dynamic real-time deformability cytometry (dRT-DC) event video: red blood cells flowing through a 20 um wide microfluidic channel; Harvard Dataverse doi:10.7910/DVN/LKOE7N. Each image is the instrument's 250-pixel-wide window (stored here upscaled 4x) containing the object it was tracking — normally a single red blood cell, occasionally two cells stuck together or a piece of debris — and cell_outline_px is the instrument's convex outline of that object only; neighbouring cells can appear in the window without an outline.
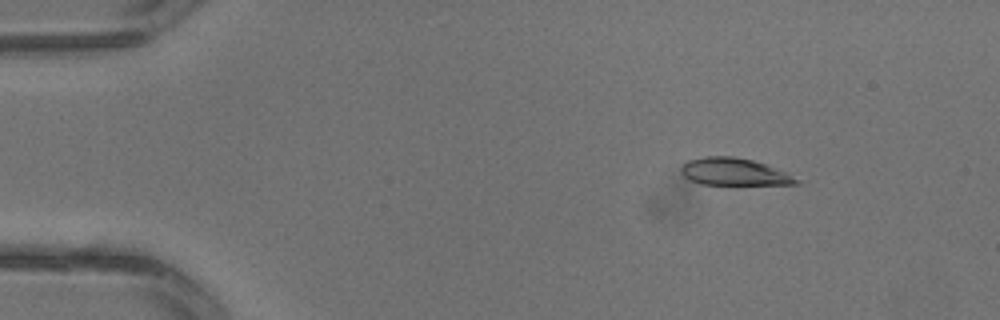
{"species": "common noctule bat (a hibernating species)", "species_latin": "Nyctalus noctula", "temperature_condition": "warm", "stored_images_in_passage": 2, "camera_frame_rate_fps": 3000, "um_per_image_px": 0.085, "animal": {"sex": "male", "body_mass_g": 13.3}, "frame": {"image": 1, "passage_image": 1, "time_ms": 0.0, "image_size_px": [1000, 320], "cell_outline_px": [[800, 184], [700, 184], [688, 180], [680, 172], [680, 164], [688, 160], [704, 156], [732, 156], [752, 160], [764, 164], [784, 172], [800, 180]], "centroid_in_image_um": [62.3, 14.6], "position_along_channel_um": 22.7, "area_um2": 18.21}}